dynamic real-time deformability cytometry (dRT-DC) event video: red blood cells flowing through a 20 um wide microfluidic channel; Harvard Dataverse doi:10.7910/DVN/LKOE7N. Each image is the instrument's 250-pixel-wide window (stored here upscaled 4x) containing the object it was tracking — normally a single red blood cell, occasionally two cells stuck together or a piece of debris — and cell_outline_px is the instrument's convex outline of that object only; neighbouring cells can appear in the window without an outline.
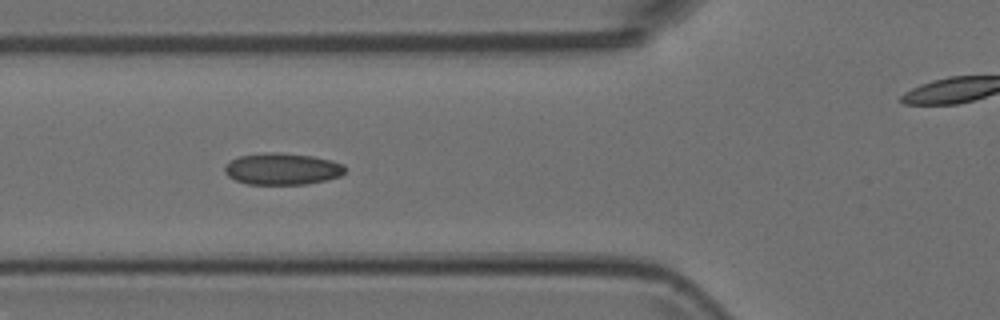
{"species": "Egyptian fruit bat (a non-hibernating species)", "species_latin": "Rousettus aegyptiacus", "temperature_condition": "room temperature", "stored_images_in_passage": 5, "camera_frame_rate_fps": 3000, "um_per_image_px": 0.085, "animal": {"sex": "female"}, "frame": {"image": 1, "passage_image": 3, "time_ms": 0.667, "image_size_px": [1000, 320], "cell_outline_px": [[344, 172], [340, 176], [328, 180], [308, 184], [248, 184], [236, 180], [228, 176], [224, 172], [224, 168], [232, 160], [240, 156], [264, 152], [276, 152], [312, 156], [332, 160], [344, 164]], "centroid_in_image_um": [24.02, 14.36], "position_along_channel_um": 101.8, "area_um2": 22.2}}
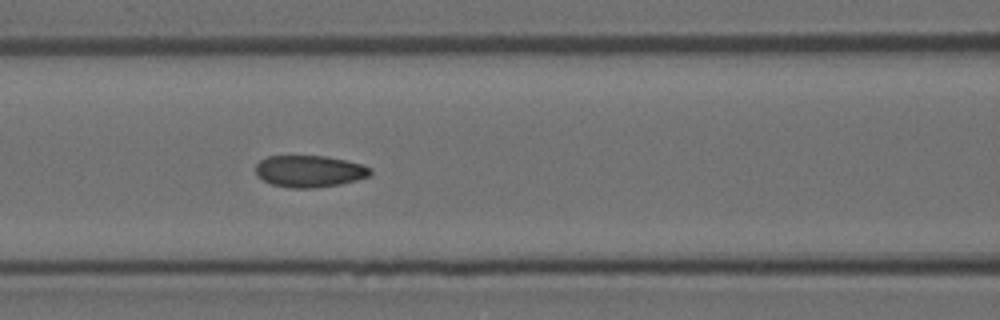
{"frame": {"image": 2, "passage_image": 4, "time_ms": 1.0, "image_size_px": [1000, 320], "cell_outline_px": [[372, 172], [368, 176], [356, 180], [340, 184], [316, 188], [292, 188], [272, 184], [256, 176], [256, 164], [260, 160], [268, 156], [324, 156], [364, 164], [372, 168]], "centroid_in_image_um": [26.31, 14.55], "position_along_channel_um": 140.3, "area_um2": 21.27}}